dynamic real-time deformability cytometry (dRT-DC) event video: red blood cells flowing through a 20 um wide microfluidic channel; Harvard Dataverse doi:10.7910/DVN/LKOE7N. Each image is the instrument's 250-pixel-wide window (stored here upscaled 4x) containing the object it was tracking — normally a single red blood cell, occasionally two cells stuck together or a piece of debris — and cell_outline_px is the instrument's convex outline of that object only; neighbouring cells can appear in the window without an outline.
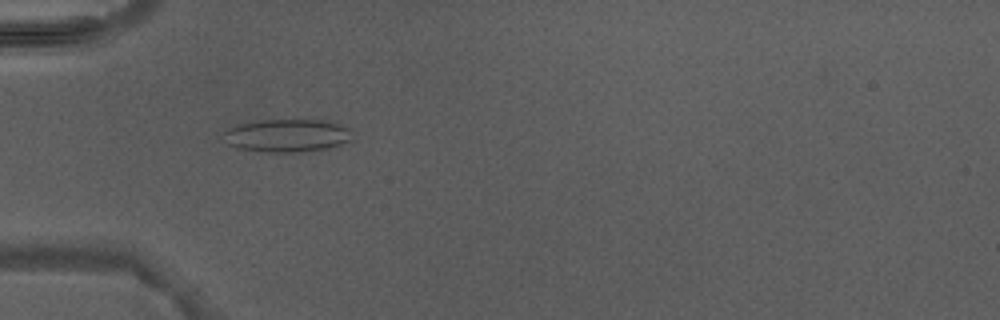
{"species": "Egyptian fruit bat (a non-hibernating species)", "species_latin": "Rousettus aegyptiacus", "temperature_condition": "warm", "stored_images_in_passage": 5, "camera_frame_rate_fps": 3000, "um_per_image_px": 0.085, "animal": {"sex": "male"}, "frame": {"image": 1, "passage_image": 3, "time_ms": 3.333, "image_size_px": [1000, 320], "cell_outline_px": [[356, 140], [324, 148], [296, 152], [268, 152], [236, 148], [228, 144], [224, 132], [228, 128], [236, 124], [260, 120], [324, 120], [348, 128]], "centroid_in_image_um": [24.4, 11.51], "position_along_channel_um": 60.6, "area_um2": 24.57}}